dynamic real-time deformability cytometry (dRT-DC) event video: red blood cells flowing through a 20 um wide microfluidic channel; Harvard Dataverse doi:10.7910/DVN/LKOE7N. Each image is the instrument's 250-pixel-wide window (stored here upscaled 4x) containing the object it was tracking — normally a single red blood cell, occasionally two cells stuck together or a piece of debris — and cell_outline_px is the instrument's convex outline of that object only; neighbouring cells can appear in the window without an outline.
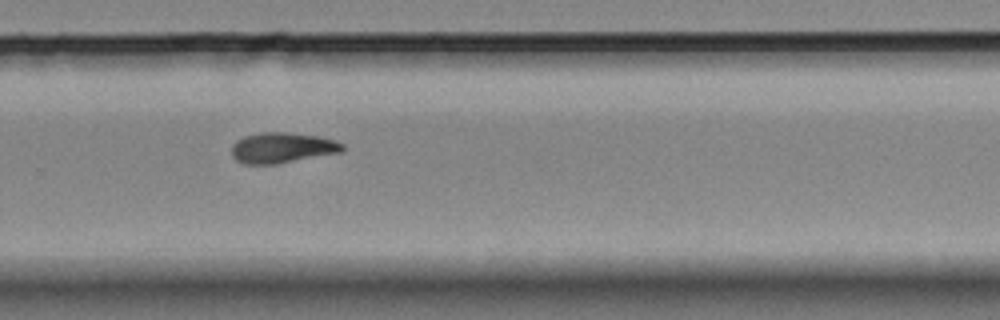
{"species": "Egyptian fruit bat (a non-hibernating species)", "species_latin": "Rousettus aegyptiacus", "temperature_condition": "room temperature", "stored_images_in_passage": 11, "camera_frame_rate_fps": 3000, "um_per_image_px": 0.085, "animal": {"sex": "female"}, "frame": {"image": 1, "passage_image": 10, "time_ms": 12.0, "image_size_px": [1000, 320], "cell_outline_px": [[344, 148], [340, 152], [276, 164], [244, 164], [236, 160], [232, 156], [232, 144], [236, 140], [244, 136], [260, 132], [288, 132], [320, 136], [336, 140], [344, 144]], "centroid_in_image_um": [23.97, 12.55], "position_along_channel_um": 305.8, "area_um2": 19.83}}
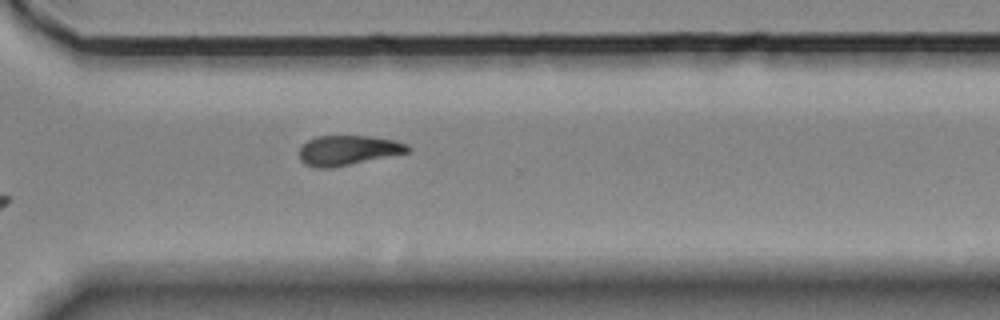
{"frame": {"image": 2, "passage_image": 11, "time_ms": 13.0, "image_size_px": [1000, 320], "cell_outline_px": [[412, 148], [408, 152], [332, 168], [316, 168], [304, 164], [300, 160], [300, 148], [308, 140], [316, 136], [368, 136], [396, 140], [408, 144]], "centroid_in_image_um": [29.58, 12.77], "position_along_channel_um": 341.0, "area_um2": 18.84}}